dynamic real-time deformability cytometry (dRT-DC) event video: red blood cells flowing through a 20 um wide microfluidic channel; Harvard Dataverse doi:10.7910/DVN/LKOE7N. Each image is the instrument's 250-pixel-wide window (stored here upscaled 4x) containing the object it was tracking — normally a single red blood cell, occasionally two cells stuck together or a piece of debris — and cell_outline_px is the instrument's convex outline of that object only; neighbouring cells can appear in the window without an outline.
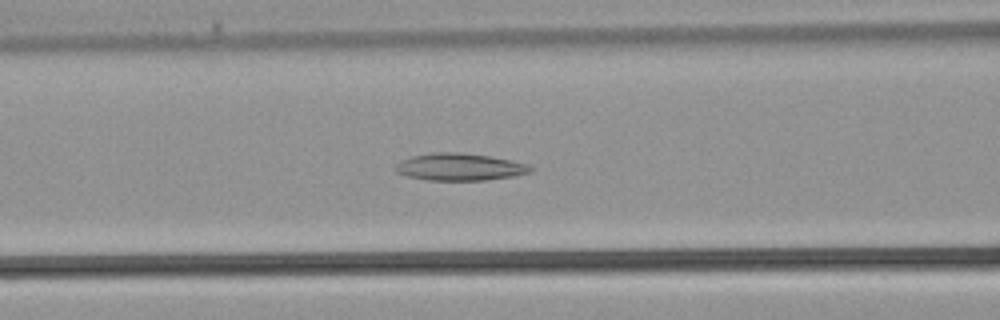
{"species": "common noctule bat (a hibernating species)", "species_latin": "Nyctalus noctula", "temperature_condition": "warm", "stored_images_in_passage": 38, "segment_of_instrument_passage": [1, 2], "camera_frame_rate_fps": 3000, "um_per_image_px": 0.085, "animal": {"sex": "male", "body_mass_g": 21.5, "forearm_length_mm": 52.0}, "frame": {"image": 1, "passage_image": 14, "time_ms": 4.333, "image_size_px": [1000, 320], "cell_outline_px": [[532, 172], [516, 176], [484, 180], [428, 180], [408, 176], [396, 172], [396, 164], [400, 160], [412, 156], [432, 152], [460, 152], [488, 156], [512, 160], [528, 164], [532, 168]], "centroid_in_image_um": [39.09, 14.18], "position_along_channel_um": 127.5, "area_um2": 21.44}}
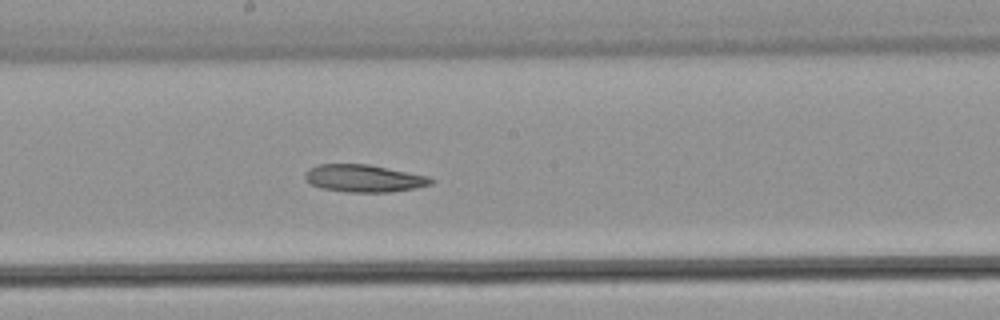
{"frame": {"image": 2, "passage_image": 19, "time_ms": 6.0, "image_size_px": [1000, 320], "cell_outline_px": [[436, 180], [432, 184], [416, 188], [388, 192], [344, 192], [320, 188], [308, 184], [304, 180], [304, 172], [308, 168], [320, 164], [368, 164], [428, 176]], "centroid_in_image_um": [30.88, 15.16], "position_along_channel_um": 217.3, "area_um2": 20.4}}
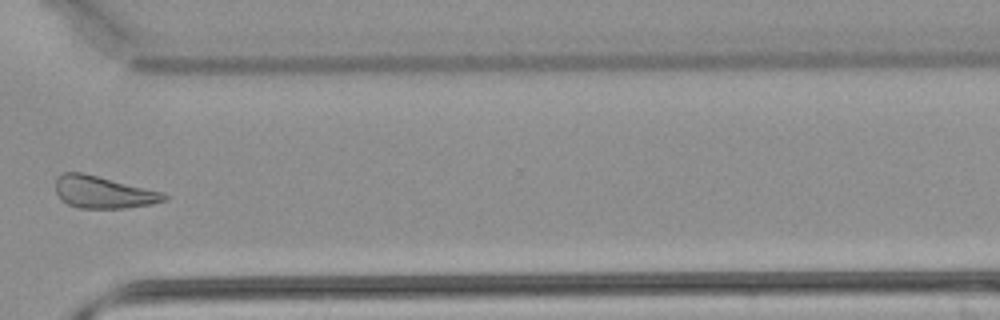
{"frame": {"image": 3, "passage_image": 27, "time_ms": 8.667, "image_size_px": [1000, 320], "cell_outline_px": [[168, 200], [152, 204], [124, 208], [76, 208], [60, 200], [56, 192], [56, 176], [64, 172], [84, 172], [164, 192], [168, 196]], "centroid_in_image_um": [8.78, 16.33], "position_along_channel_um": 361.8, "area_um2": 20.69}}